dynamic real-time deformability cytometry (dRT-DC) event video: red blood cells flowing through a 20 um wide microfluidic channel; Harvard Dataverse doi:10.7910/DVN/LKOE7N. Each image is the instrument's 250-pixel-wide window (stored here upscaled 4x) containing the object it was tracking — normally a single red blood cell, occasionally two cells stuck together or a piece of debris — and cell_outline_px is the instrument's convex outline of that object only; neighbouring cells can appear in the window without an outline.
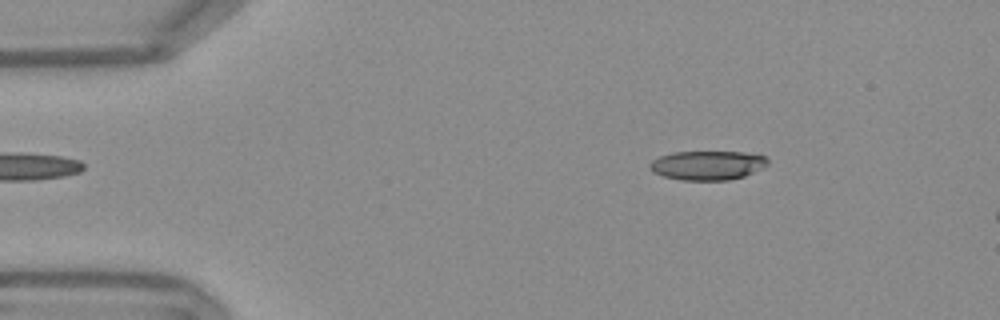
{"species": "Egyptian fruit bat (a non-hibernating species)", "species_latin": "Rousettus aegyptiacus", "temperature_condition": "warm", "stored_images_in_passage": 54, "segment_of_instrument_passage": [1, 2], "camera_frame_rate_fps": 3000, "um_per_image_px": 0.085, "frame": {"image": 1, "passage_image": 8, "time_ms": 2.333, "image_size_px": [1000, 320], "cell_outline_px": [[768, 164], [764, 168], [744, 176], [728, 180], [680, 180], [664, 176], [652, 172], [648, 168], [648, 164], [652, 160], [660, 156], [672, 152], [744, 152], [764, 156], [768, 160]], "centroid_in_image_um": [60.12, 14.05], "position_along_channel_um": 24.9, "area_um2": 20.17}}
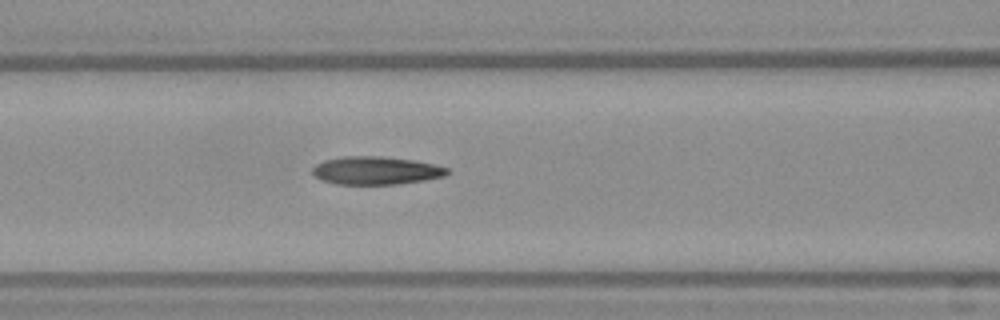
{"frame": {"image": 2, "passage_image": 22, "time_ms": 7.0, "image_size_px": [1000, 320], "cell_outline_px": [[452, 172], [444, 176], [424, 180], [396, 184], [336, 184], [324, 180], [316, 176], [312, 172], [312, 168], [316, 164], [324, 160], [344, 156], [380, 156], [412, 160], [432, 164], [448, 168]], "centroid_in_image_um": [31.96, 14.49], "position_along_channel_um": 134.6, "area_um2": 21.85}}
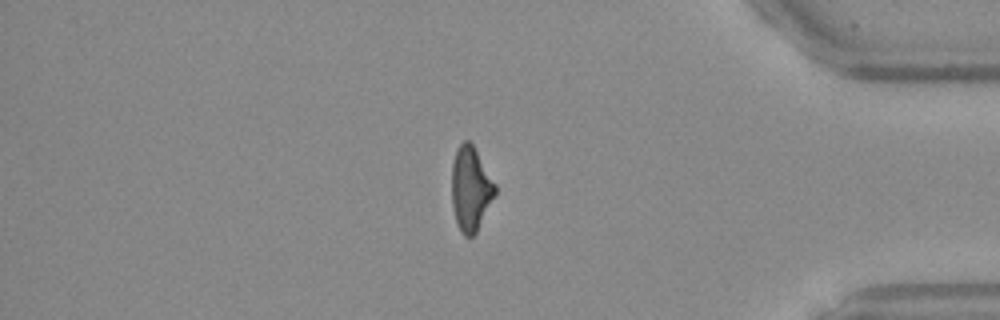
{"frame": {"image": 3, "passage_image": 45, "time_ms": 14.667, "image_size_px": [1000, 320], "cell_outline_px": [[496, 196], [476, 232], [472, 236], [464, 236], [460, 232], [456, 224], [452, 208], [452, 164], [456, 148], [464, 140], [468, 140], [472, 144], [496, 184]], "centroid_in_image_um": [40.0, 16.07], "position_along_channel_um": 395.2, "area_um2": 21.5}}